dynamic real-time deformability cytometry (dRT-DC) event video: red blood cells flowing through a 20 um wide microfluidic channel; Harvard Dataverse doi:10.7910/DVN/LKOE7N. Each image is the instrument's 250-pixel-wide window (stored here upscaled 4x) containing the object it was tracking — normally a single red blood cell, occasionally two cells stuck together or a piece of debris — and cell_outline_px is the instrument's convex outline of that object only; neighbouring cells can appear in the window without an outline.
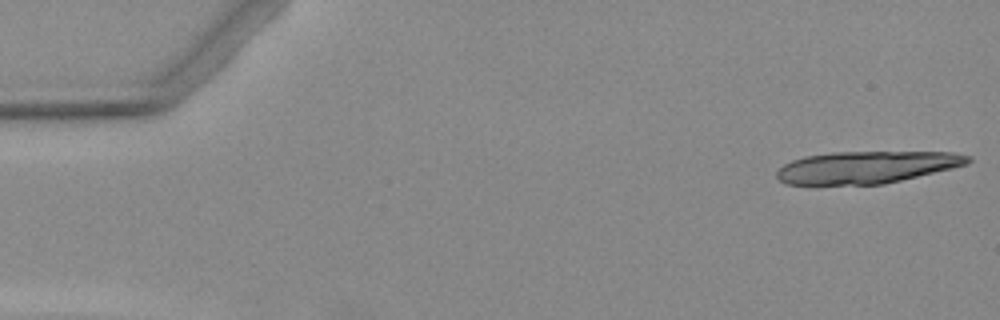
{"species": "Egyptian fruit bat (a non-hibernating species)", "species_latin": "Rousettus aegyptiacus", "temperature_condition": "warm", "stored_images_in_passage": 5, "camera_frame_rate_fps": 3000, "um_per_image_px": 0.085, "animal": {"sex": "female"}, "frame": {"image": 1, "passage_image": 1, "time_ms": 0.0, "image_size_px": [1000, 320], "cell_outline_px": [[972, 160], [968, 164], [952, 168], [884, 184], [784, 184], [776, 176], [776, 172], [784, 164], [792, 160], [804, 156], [832, 152], [952, 152], [968, 156]], "centroid_in_image_um": [73.64, 14.21], "position_along_channel_um": 11.4, "area_um2": 35.6}}